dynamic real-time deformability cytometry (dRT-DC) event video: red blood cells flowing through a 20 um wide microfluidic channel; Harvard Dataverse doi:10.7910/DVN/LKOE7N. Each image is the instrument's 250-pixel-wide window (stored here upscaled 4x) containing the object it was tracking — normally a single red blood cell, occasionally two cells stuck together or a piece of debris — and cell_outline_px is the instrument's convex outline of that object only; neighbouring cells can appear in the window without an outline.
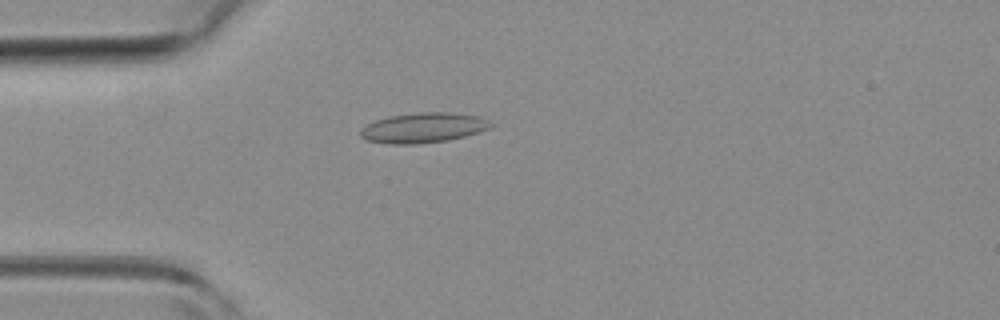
{"species": "common noctule bat (a hibernating species)", "species_latin": "Nyctalus noctula", "temperature_condition": "room temperature", "stored_images_in_passage": 49, "camera_frame_rate_fps": 3000, "um_per_image_px": 0.085, "animal": {"sex": "female", "body_mass_g": 19.3, "forearm_length_mm": 54.1}, "frame": {"image": 1, "passage_image": 13, "time_ms": 4.0, "image_size_px": [1000, 320], "cell_outline_px": [[492, 128], [464, 136], [448, 140], [416, 144], [388, 144], [368, 140], [360, 136], [360, 128], [376, 120], [388, 116], [420, 112], [448, 112], [480, 116], [488, 120], [492, 124]], "centroid_in_image_um": [35.98, 10.86], "position_along_channel_um": 49.0, "area_um2": 22.83}}
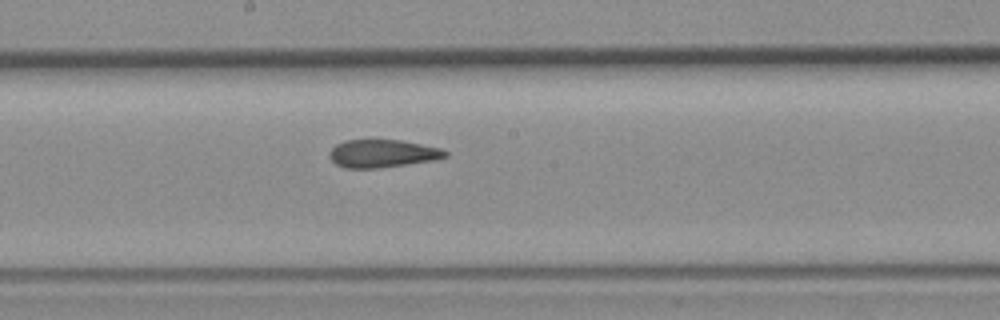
{"frame": {"image": 2, "passage_image": 26, "time_ms": 8.333, "image_size_px": [1000, 320], "cell_outline_px": [[448, 156], [436, 160], [380, 168], [344, 168], [336, 164], [328, 156], [328, 152], [336, 144], [344, 140], [400, 140], [440, 148], [448, 152]], "centroid_in_image_um": [32.49, 13.05], "position_along_channel_um": 215.7, "area_um2": 18.9}}
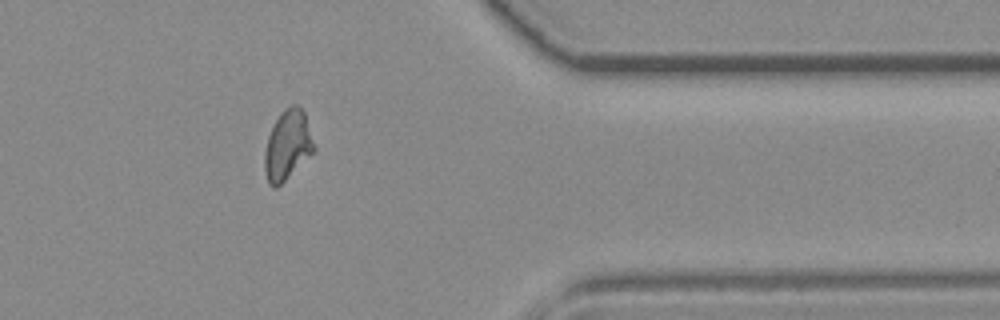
{"frame": {"image": 3, "passage_image": 40, "time_ms": 13.0, "image_size_px": [1000, 320], "cell_outline_px": [[316, 148], [276, 188], [272, 188], [268, 184], [264, 168], [264, 152], [268, 136], [280, 112], [284, 108], [292, 104], [296, 104], [304, 112]], "centroid_in_image_um": [24.41, 12.32], "position_along_channel_um": 387.0, "area_um2": 19.71}, "authors_computed_cell_mechanics": {"area_um2": 19.7676, "velocity_mm_per_s": 4.094, "shape_relaxation_time_tau1_ms": null, "shape_relaxation_time_tau2_ms": 1.8207, "deformation_change_tau1": null, "deformation_change_tau2": 0.0624}}